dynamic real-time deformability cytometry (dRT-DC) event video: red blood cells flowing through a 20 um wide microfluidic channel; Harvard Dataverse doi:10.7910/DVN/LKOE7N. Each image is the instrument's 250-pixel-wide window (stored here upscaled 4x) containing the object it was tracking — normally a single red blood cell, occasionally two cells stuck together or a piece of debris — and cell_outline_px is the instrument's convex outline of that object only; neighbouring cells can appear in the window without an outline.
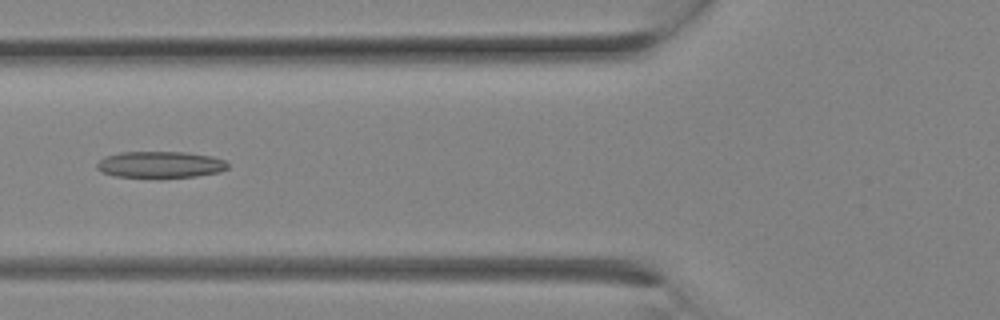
{"species": "Egyptian fruit bat (a non-hibernating species)", "species_latin": "Rousettus aegyptiacus", "temperature_condition": "room temperature", "stored_images_in_passage": 7, "camera_frame_rate_fps": 3000, "um_per_image_px": 0.085, "animal": {"sex": "female"}, "frame": {"image": 1, "passage_image": 6, "time_ms": 1.667, "image_size_px": [1000, 320], "cell_outline_px": [[228, 168], [220, 172], [196, 176], [160, 180], [116, 176], [100, 172], [96, 168], [96, 164], [104, 156], [120, 152], [188, 152], [212, 156], [224, 160], [228, 164]], "centroid_in_image_um": [13.6, 14.02], "position_along_channel_um": 112.2, "area_um2": 21.1}}